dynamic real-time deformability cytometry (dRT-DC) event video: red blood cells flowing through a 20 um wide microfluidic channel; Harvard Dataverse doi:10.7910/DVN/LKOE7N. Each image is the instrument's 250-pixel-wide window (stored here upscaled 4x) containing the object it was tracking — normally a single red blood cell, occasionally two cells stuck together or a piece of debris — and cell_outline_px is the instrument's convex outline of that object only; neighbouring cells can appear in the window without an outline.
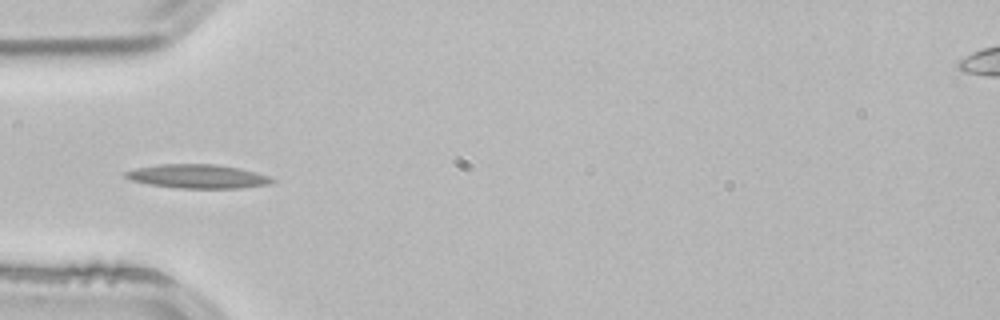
{"species": "common noctule bat (a hibernating species)", "species_latin": "Nyctalus noctula", "temperature_condition": "room temperature", "stored_images_in_passage": 27, "camera_frame_rate_fps": 3000, "um_per_image_px": 0.085, "animal": {"sex": "male", "body_mass_g": 21.5, "forearm_length_mm": 52.0}, "frame": {"image": 1, "passage_image": 16, "time_ms": 5.0, "image_size_px": [1000, 320], "cell_outline_px": [[276, 180], [268, 184], [240, 188], [180, 188], [152, 184], [132, 180], [124, 176], [124, 172], [136, 168], [160, 164], [216, 164], [240, 168], [272, 176]], "centroid_in_image_um": [16.86, 14.98], "position_along_channel_um": 68.1, "area_um2": 20.29}}